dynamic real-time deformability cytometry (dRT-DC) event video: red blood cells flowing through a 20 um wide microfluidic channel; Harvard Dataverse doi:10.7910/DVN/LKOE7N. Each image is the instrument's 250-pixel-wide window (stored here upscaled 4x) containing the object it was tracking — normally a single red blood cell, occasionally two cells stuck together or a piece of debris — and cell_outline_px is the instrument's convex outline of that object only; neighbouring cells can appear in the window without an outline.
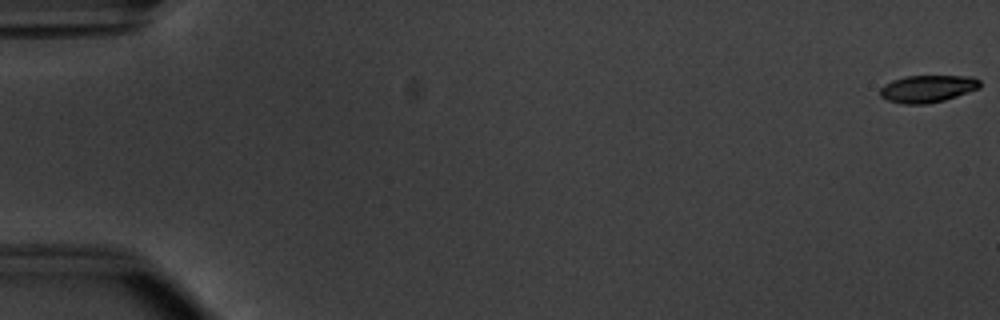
{"species": "common noctule bat (a hibernating species)", "species_latin": "Nyctalus noctula", "temperature_condition": "warm", "stored_images_in_passage": 54, "camera_frame_rate_fps": 3000, "um_per_image_px": 0.085, "animal": {"sex": "male", "body_mass_g": 20.1, "forearm_length_mm": 53.5}, "frame": {"image": 1, "passage_image": 1, "time_ms": 0.0, "image_size_px": [1000, 320], "cell_outline_px": [[980, 88], [944, 100], [924, 104], [904, 104], [888, 100], [880, 96], [880, 88], [884, 84], [892, 80], [904, 76], [972, 76], [980, 80]], "centroid_in_image_um": [78.83, 7.53], "position_along_channel_um": 6.2, "area_um2": 15.84}}
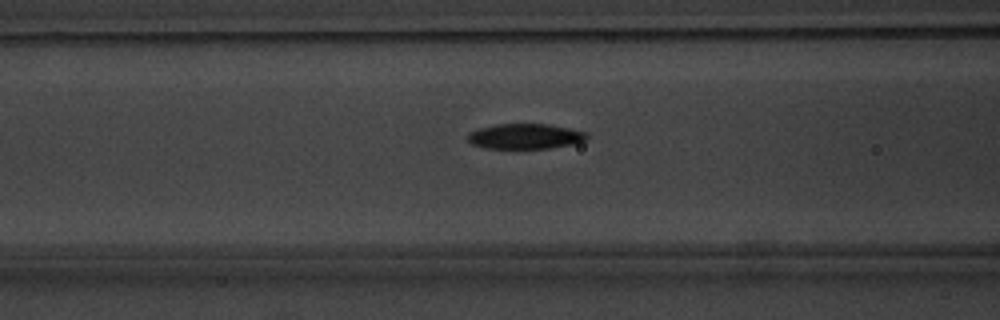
{"frame": {"image": 2, "passage_image": 23, "time_ms": 7.333, "image_size_px": [1000, 320], "cell_outline_px": [[588, 140], [572, 144], [548, 148], [484, 148], [472, 144], [468, 140], [468, 132], [480, 128], [496, 124], [548, 124], [588, 132]], "centroid_in_image_um": [44.66, 11.58], "position_along_channel_um": 121.9, "area_um2": 17.51}}
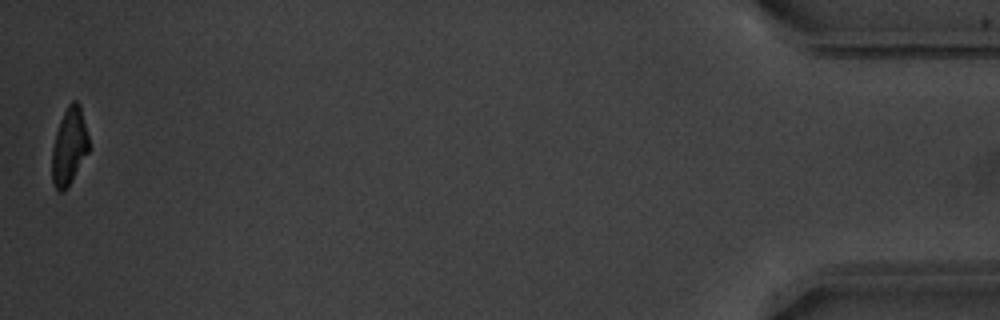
{"frame": {"image": 3, "passage_image": 54, "time_ms": 17.667, "image_size_px": [1000, 320], "cell_outline_px": [[88, 152], [68, 188], [64, 192], [60, 192], [56, 188], [52, 180], [52, 148], [56, 132], [60, 120], [68, 104], [72, 100], [76, 100], [80, 104], [88, 136]], "centroid_in_image_um": [5.87, 12.45], "position_along_channel_um": 429.3, "area_um2": 16.53}, "authors_computed_cell_mechanics": {"area_um2": 17.918, "velocity_mm_per_s": 3.8298, "shape_relaxation_time_tau1_ms": 2.389, "shape_relaxation_time_tau2_ms": 5.7516, "deformation_change_tau1": 0.1639, "deformation_change_tau2": 0.0815}}